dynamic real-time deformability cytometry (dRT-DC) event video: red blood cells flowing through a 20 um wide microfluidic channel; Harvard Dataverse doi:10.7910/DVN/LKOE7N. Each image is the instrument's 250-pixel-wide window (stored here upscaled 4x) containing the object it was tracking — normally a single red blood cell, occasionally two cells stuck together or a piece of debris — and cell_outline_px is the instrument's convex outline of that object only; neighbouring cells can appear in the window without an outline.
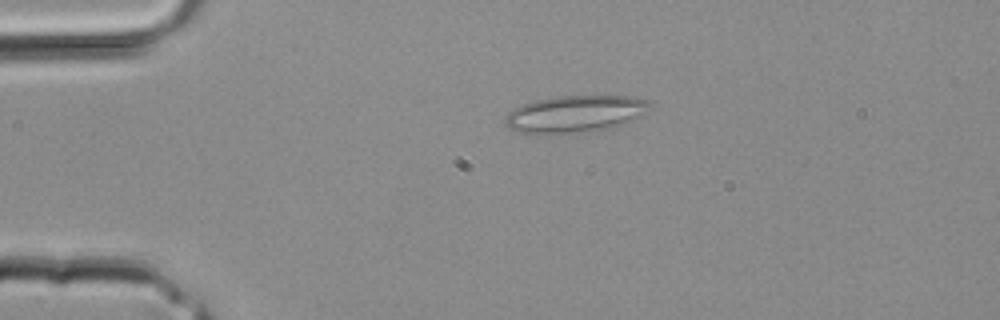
{"species": "common noctule bat (a hibernating species)", "species_latin": "Nyctalus noctula", "temperature_condition": "room temperature", "stored_images_in_passage": 2, "camera_frame_rate_fps": 3000, "um_per_image_px": 0.085, "animal": {"sex": "male", "body_mass_g": 20.4}, "frame": {"image": 1, "passage_image": 2, "time_ms": 0.333, "image_size_px": [1000, 320], "cell_outline_px": [[648, 104], [640, 116], [616, 128], [552, 136], [536, 136], [520, 132], [512, 128], [504, 120], [508, 112], [520, 104], [536, 100], [560, 96], [632, 96], [644, 100]], "centroid_in_image_um": [48.8, 9.73], "position_along_channel_um": 36.2, "area_um2": 31.56}}